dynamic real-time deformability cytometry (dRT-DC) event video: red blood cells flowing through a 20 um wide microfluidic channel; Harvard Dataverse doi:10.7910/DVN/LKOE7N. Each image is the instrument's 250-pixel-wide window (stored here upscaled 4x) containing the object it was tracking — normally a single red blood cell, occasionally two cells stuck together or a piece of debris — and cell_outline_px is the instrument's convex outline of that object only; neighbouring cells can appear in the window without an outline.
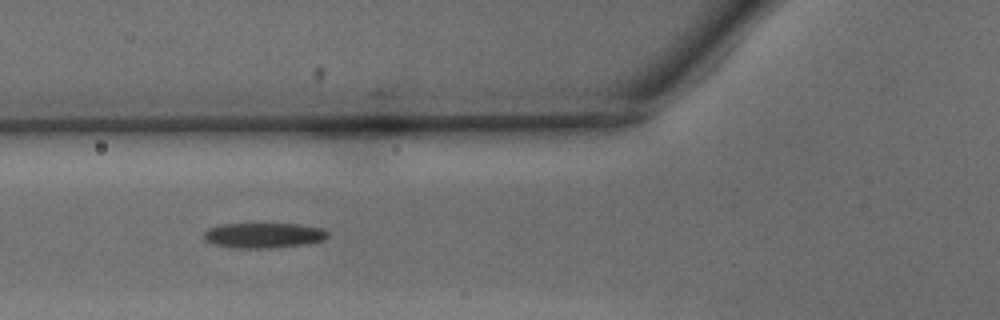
{"species": "common noctule bat (a hibernating species)", "species_latin": "Nyctalus noctula", "temperature_condition": "warm", "stored_images_in_passage": 37, "camera_frame_rate_fps": 3000, "um_per_image_px": 0.085, "animal": {"sex": "male", "body_mass_g": 15.6}, "frame": {"image": 1, "passage_image": 5, "time_ms": 1.333, "image_size_px": [1000, 320], "cell_outline_px": [[328, 236], [324, 240], [304, 244], [272, 248], [232, 248], [212, 244], [204, 240], [204, 232], [208, 228], [220, 224], [296, 224], [320, 228], [328, 232]], "centroid_in_image_um": [22.35, 20.01], "position_along_channel_um": 103.4, "area_um2": 18.21}}
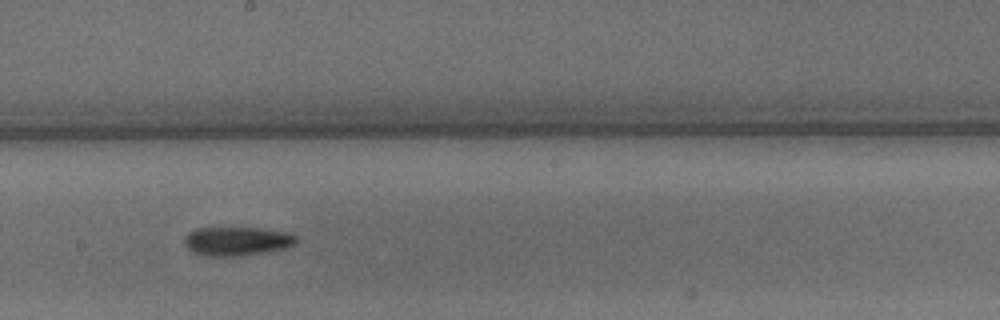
{"frame": {"image": 2, "passage_image": 14, "time_ms": 4.333, "image_size_px": [1000, 320], "cell_outline_px": [[296, 244], [284, 248], [240, 256], [204, 256], [192, 252], [184, 244], [184, 236], [188, 232], [196, 228], [260, 228], [292, 232], [296, 236]], "centroid_in_image_um": [20.12, 20.49], "position_along_channel_um": 228.1, "area_um2": 18.96}}
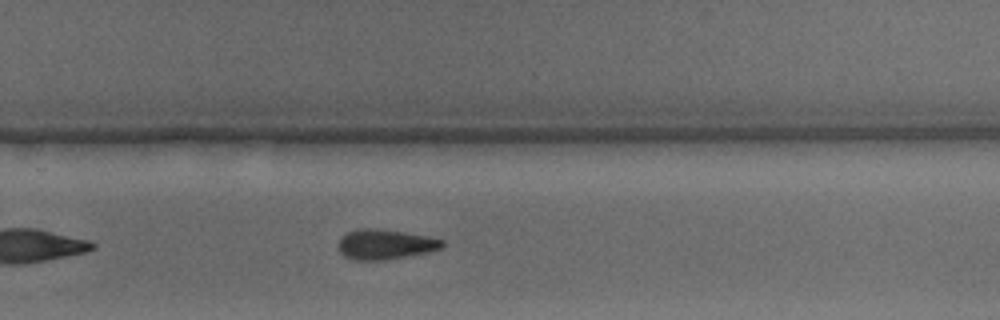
{"frame": {"image": 3, "passage_image": 19, "time_ms": 6.0, "image_size_px": [1000, 320], "cell_outline_px": [[444, 244], [440, 248], [428, 252], [408, 256], [384, 260], [356, 260], [344, 256], [340, 252], [340, 240], [348, 232], [360, 228], [368, 228], [400, 232], [428, 236], [444, 240]], "centroid_in_image_um": [32.76, 20.78], "position_along_channel_um": 297.0, "area_um2": 17.74}, "authors_computed_cell_mechanics": {"area_um2": 17.8602, "velocity_mm_per_s": 4.148, "shape_relaxation_time_tau1_ms": 4.6404, "shape_relaxation_time_tau2_ms": 7.2145, "deformation_change_tau1": 0.1476, "deformation_change_tau2": 0.1878}}